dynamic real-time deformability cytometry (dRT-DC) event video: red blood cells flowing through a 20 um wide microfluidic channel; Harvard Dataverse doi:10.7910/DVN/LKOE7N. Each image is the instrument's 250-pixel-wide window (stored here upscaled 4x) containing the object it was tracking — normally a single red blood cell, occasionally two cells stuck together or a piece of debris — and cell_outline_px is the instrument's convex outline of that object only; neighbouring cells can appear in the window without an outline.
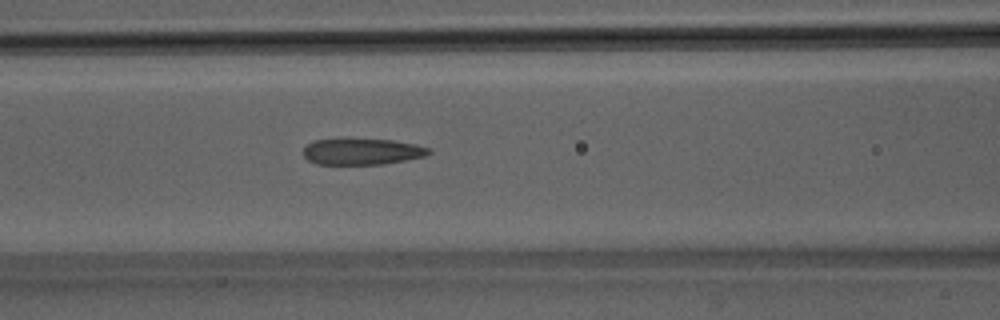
{"species": "Egyptian fruit bat (a non-hibernating species)", "species_latin": "Rousettus aegyptiacus", "temperature_condition": "room temperature", "stored_images_in_passage": 38, "camera_frame_rate_fps": 3000, "um_per_image_px": 0.085, "animal": {"sex": "male"}, "frame": {"image": 1, "passage_image": 10, "time_ms": 3.0, "image_size_px": [1000, 320], "cell_outline_px": [[432, 152], [424, 156], [384, 164], [316, 164], [308, 160], [304, 156], [304, 148], [308, 144], [316, 140], [340, 136], [348, 136], [392, 140], [416, 144], [432, 148]], "centroid_in_image_um": [30.75, 12.83], "position_along_channel_um": 135.8, "area_um2": 20.06}}
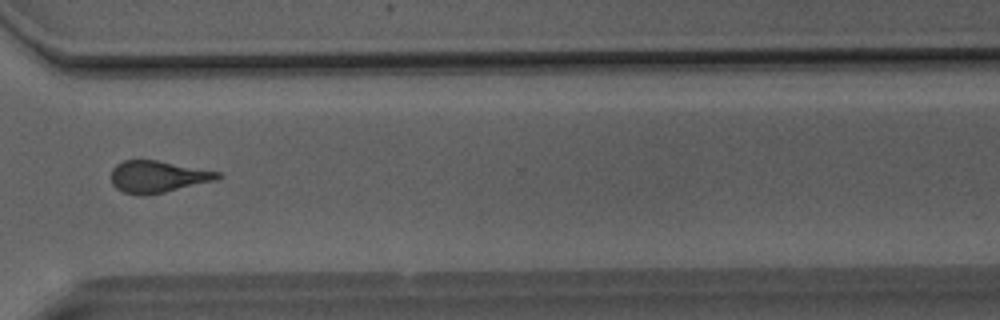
{"frame": {"image": 2, "passage_image": 26, "time_ms": 8.333, "image_size_px": [1000, 320], "cell_outline_px": [[224, 176], [216, 180], [164, 192], [144, 196], [140, 196], [124, 192], [116, 188], [112, 184], [112, 168], [116, 164], [124, 160], [156, 160], [220, 172]], "centroid_in_image_um": [13.4, 15.02], "position_along_channel_um": 357.2, "area_um2": 19.71}}
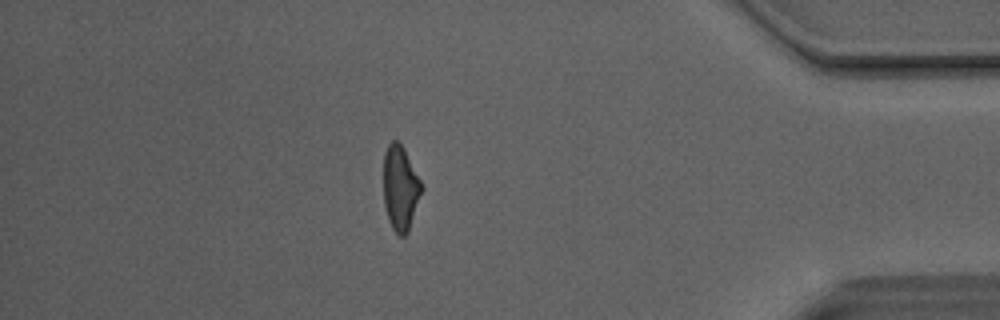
{"frame": {"image": 3, "passage_image": 32, "time_ms": 10.333, "image_size_px": [1000, 320], "cell_outline_px": [[424, 188], [408, 232], [404, 236], [400, 236], [392, 228], [388, 220], [384, 204], [384, 152], [388, 144], [392, 140], [396, 140], [404, 148]], "centroid_in_image_um": [34.03, 15.99], "position_along_channel_um": 401.2, "area_um2": 18.84}, "authors_computed_cell_mechanics": {"area_um2": 19.9988, "velocity_mm_per_s": 4.1513, "shape_relaxation_time_tau1_ms": 8.6181, "shape_relaxation_time_tau2_ms": 2.0622, "deformation_change_tau1": 0.1966, "deformation_change_tau2": 0.126}}